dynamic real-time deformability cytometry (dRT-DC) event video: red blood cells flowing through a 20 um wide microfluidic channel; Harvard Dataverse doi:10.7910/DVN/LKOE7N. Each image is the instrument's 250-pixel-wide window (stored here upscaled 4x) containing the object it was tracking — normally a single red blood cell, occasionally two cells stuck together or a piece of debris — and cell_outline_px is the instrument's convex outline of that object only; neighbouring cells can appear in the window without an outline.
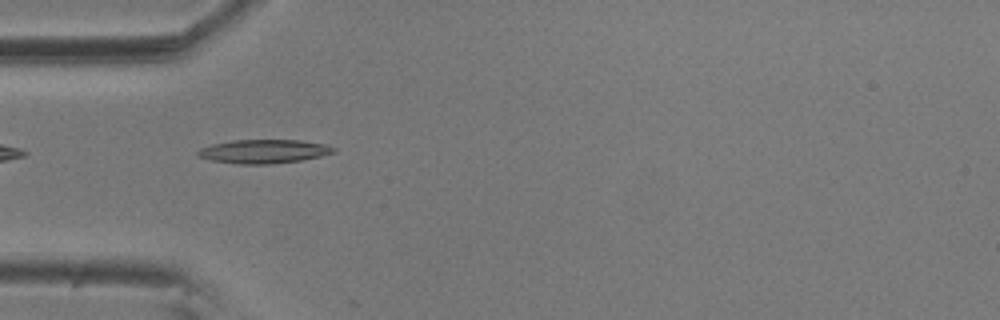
{"species": "common noctule bat (a hibernating species)", "species_latin": "Nyctalus noctula", "temperature_condition": "room temperature", "stored_images_in_passage": 4, "camera_frame_rate_fps": 3000, "um_per_image_px": 0.085, "animal": {"sex": "male", "body_mass_g": 20.5, "forearm_length_mm": 52.5}, "frame": {"image": 1, "passage_image": 3, "time_ms": 0.667, "image_size_px": [1000, 320], "cell_outline_px": [[336, 152], [320, 156], [300, 160], [268, 164], [240, 164], [212, 160], [196, 156], [196, 152], [200, 148], [212, 144], [232, 140], [300, 140], [328, 144], [336, 148]], "centroid_in_image_um": [22.43, 12.86], "position_along_channel_um": 62.6, "area_um2": 18.84}}